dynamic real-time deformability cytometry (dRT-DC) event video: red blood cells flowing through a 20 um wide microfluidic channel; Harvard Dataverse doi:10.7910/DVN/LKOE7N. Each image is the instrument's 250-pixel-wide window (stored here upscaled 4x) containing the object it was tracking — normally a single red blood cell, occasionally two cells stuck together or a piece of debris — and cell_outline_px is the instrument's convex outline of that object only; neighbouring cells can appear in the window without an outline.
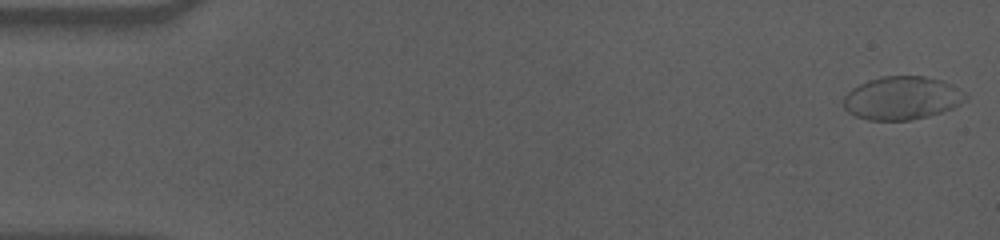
{"species": "human", "species_latin": "Homo sapiens", "temperature_condition": "cold", "stored_images_in_passage": 57, "camera_frame_rate_fps": 3000, "um_per_image_px": 0.085, "donor": {"sex": "male"}, "frame": {"image": 1, "passage_image": 1, "time_ms": 0.0, "image_size_px": [1000, 240], "cell_outline_px": [[968, 100], [952, 108], [928, 116], [908, 120], [868, 120], [856, 116], [848, 112], [844, 108], [844, 96], [852, 88], [860, 84], [880, 76], [924, 76], [940, 80], [964, 92], [968, 96]], "centroid_in_image_um": [76.66, 8.34], "position_along_channel_um": 8.3, "area_um2": 30.52}}
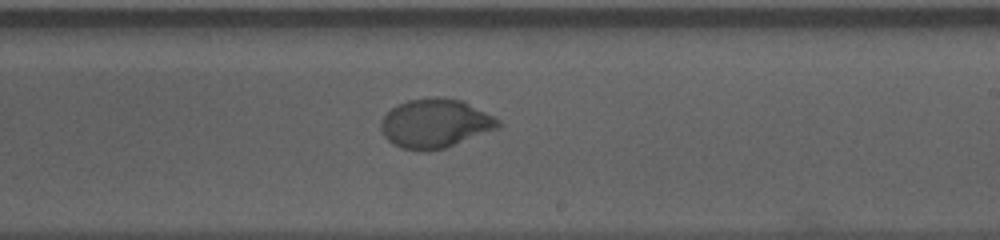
{"frame": {"image": 2, "passage_image": 34, "time_ms": 11.0, "image_size_px": [1000, 240], "cell_outline_px": [[504, 124], [496, 128], [444, 148], [420, 152], [404, 148], [392, 144], [384, 136], [380, 128], [380, 124], [384, 116], [392, 108], [408, 100], [436, 96], [464, 100], [500, 120]], "centroid_in_image_um": [36.98, 10.48], "position_along_channel_um": 252.0, "area_um2": 33.29}}
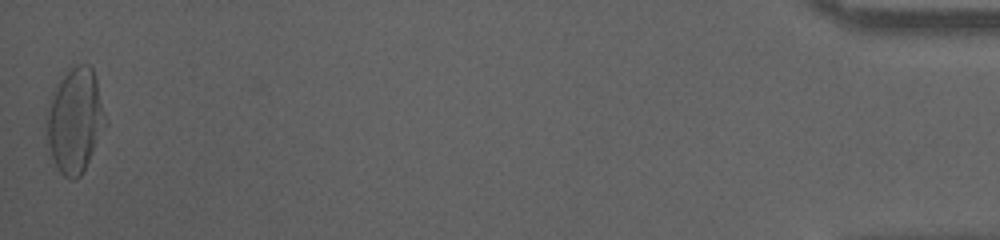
{"frame": {"image": 3, "passage_image": 57, "time_ms": 18.667, "image_size_px": [1000, 240], "cell_outline_px": [[108, 124], [80, 176], [72, 180], [64, 176], [60, 172], [52, 156], [48, 144], [44, 116], [52, 96], [60, 80], [68, 68], [76, 64], [88, 64], [92, 68], [96, 76]], "centroid_in_image_um": [6.39, 10.21], "position_along_channel_um": 428.8, "area_um2": 36.01}, "authors_computed_cell_mechanics": {"area_um2": 32.1946, "velocity_mm_per_s": 3.5349, "shape_relaxation_time_tau1_ms": 5.0298, "shape_relaxation_time_tau2_ms": null, "deformation_change_tau1": 0.1831, "deformation_change_tau2": null}}